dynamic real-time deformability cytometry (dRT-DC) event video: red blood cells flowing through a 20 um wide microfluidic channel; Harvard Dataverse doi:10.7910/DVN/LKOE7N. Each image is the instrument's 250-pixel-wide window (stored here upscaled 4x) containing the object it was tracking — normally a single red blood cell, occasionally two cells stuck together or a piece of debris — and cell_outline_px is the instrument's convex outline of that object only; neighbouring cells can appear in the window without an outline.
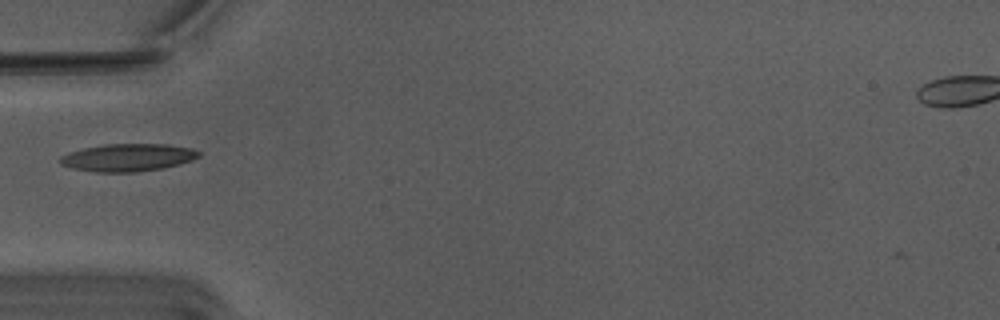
{"species": "Egyptian fruit bat (a non-hibernating species)", "species_latin": "Rousettus aegyptiacus", "temperature_condition": "warm", "stored_images_in_passage": 35, "camera_frame_rate_fps": 3000, "um_per_image_px": 0.085, "animal": {"sex": "male"}, "frame": {"image": 1, "passage_image": 1, "time_ms": 0.0, "image_size_px": [1000, 320], "cell_outline_px": [[200, 156], [192, 160], [180, 164], [164, 168], [136, 172], [96, 172], [72, 168], [60, 164], [60, 156], [68, 152], [84, 148], [104, 144], [168, 144], [192, 148], [200, 152]], "centroid_in_image_um": [10.88, 13.39], "position_along_channel_um": 74.1, "area_um2": 22.43}}
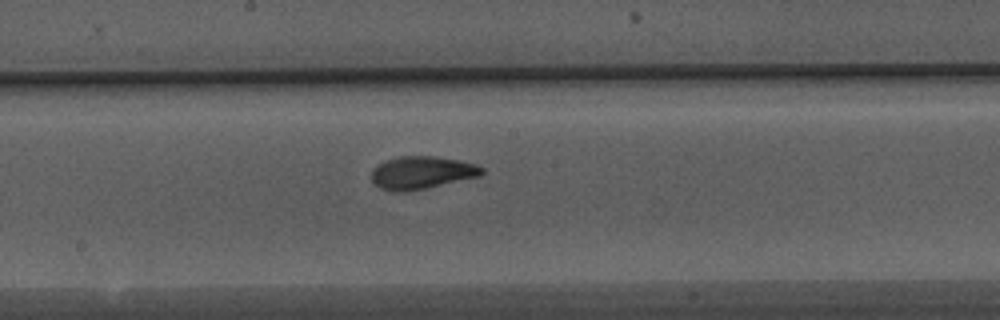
{"frame": {"image": 2, "passage_image": 12, "time_ms": 3.667, "image_size_px": [1000, 320], "cell_outline_px": [[484, 172], [480, 176], [424, 188], [396, 192], [392, 192], [380, 188], [372, 180], [372, 172], [380, 164], [388, 160], [400, 156], [436, 156], [476, 164], [484, 168]], "centroid_in_image_um": [35.87, 14.67], "position_along_channel_um": 212.3, "area_um2": 20.58}}
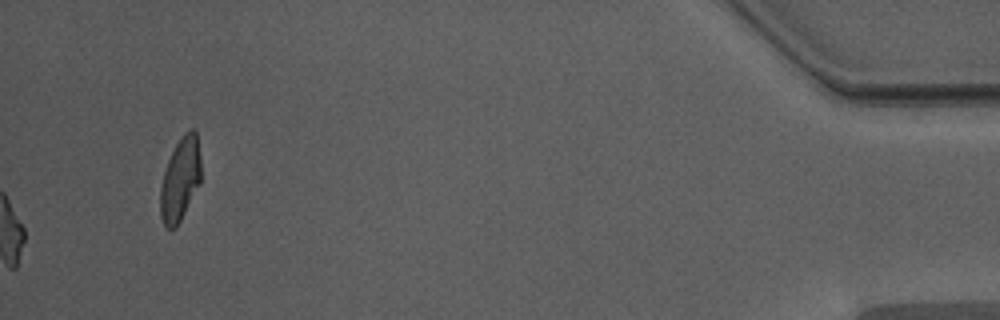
{"frame": {"image": 3, "passage_image": 35, "time_ms": 11.333, "image_size_px": [1000, 320], "cell_outline_px": [[200, 184], [176, 228], [168, 228], [164, 224], [160, 216], [160, 188], [164, 172], [168, 160], [176, 144], [184, 132], [192, 128], [196, 128], [200, 160]], "centroid_in_image_um": [15.32, 15.23], "position_along_channel_um": 419.9, "area_um2": 19.65}}